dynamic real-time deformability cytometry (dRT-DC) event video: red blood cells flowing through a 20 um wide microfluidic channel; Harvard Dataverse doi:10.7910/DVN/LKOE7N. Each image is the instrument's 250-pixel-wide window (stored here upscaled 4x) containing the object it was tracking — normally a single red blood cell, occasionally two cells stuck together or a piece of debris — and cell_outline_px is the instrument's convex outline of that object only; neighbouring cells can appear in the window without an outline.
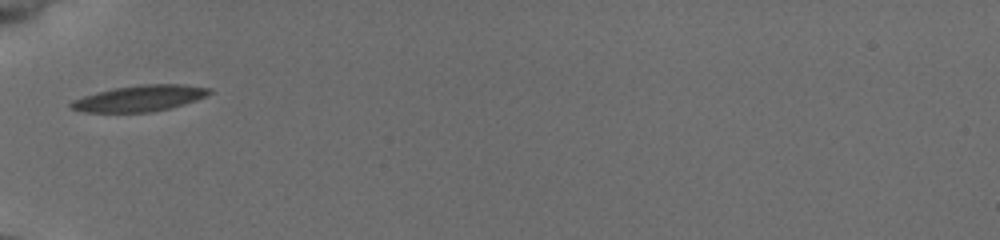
{"species": "common noctule bat (a hibernating species)", "species_latin": "Nyctalus noctula", "temperature_condition": "cold", "stored_images_in_passage": 34, "camera_frame_rate_fps": 3000, "um_per_image_px": 0.085, "animal": {"sex": "female", "body_mass_g": 19.5, "forearm_length_mm": 54.1}, "frame": {"image": 1, "passage_image": 1, "time_ms": 0.0, "image_size_px": [1000, 240], "cell_outline_px": [[212, 92], [196, 100], [168, 108], [152, 112], [84, 112], [68, 108], [68, 104], [72, 100], [96, 92], [112, 88], [140, 84], [184, 84], [212, 88]], "centroid_in_image_um": [11.83, 8.35], "position_along_channel_um": 73.2, "area_um2": 21.1}}
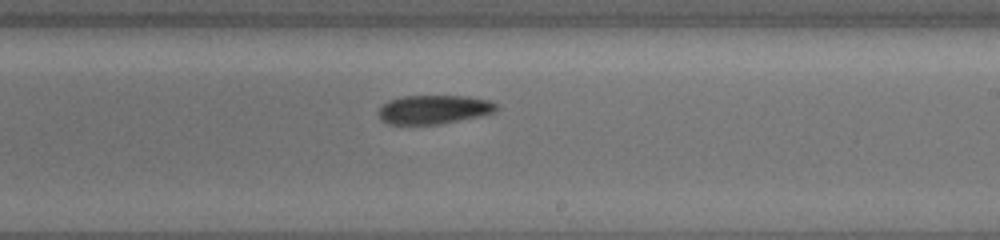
{"frame": {"image": 2, "passage_image": 15, "time_ms": 4.667, "image_size_px": [1000, 240], "cell_outline_px": [[500, 108], [496, 112], [480, 116], [440, 124], [388, 124], [380, 120], [376, 112], [388, 100], [404, 96], [468, 96], [488, 100], [496, 104]], "centroid_in_image_um": [36.87, 9.31], "position_along_channel_um": 252.1, "area_um2": 20.0}}
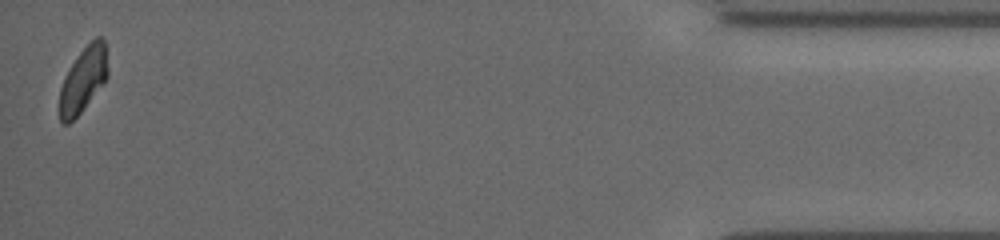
{"frame": {"image": 3, "passage_image": 34, "time_ms": 11.0, "image_size_px": [1000, 240], "cell_outline_px": [[108, 76], [80, 112], [68, 124], [64, 124], [60, 120], [60, 88], [72, 64], [80, 52], [96, 36], [104, 36], [108, 72]], "centroid_in_image_um": [7.09, 6.74], "position_along_channel_um": 428.1, "area_um2": 17.69}, "authors_computed_cell_mechanics": {"area_um2": 20.0277, "velocity_mm_per_s": 3.8919, "shape_relaxation_time_tau1_ms": 3.6611, "shape_relaxation_time_tau2_ms": null, "deformation_change_tau1": 0.1247, "deformation_change_tau2": null}}